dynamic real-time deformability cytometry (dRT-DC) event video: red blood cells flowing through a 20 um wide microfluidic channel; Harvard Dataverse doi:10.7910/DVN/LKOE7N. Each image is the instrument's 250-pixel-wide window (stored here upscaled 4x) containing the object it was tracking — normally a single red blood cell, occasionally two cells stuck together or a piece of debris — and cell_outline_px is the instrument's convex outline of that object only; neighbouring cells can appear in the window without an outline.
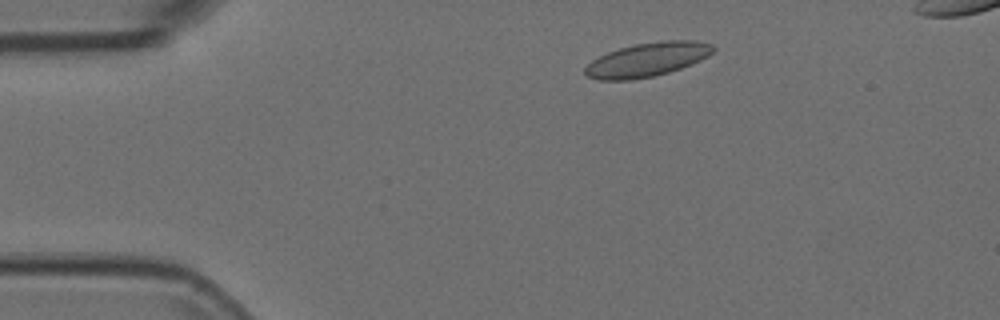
{"species": "Egyptian fruit bat (a non-hibernating species)", "species_latin": "Rousettus aegyptiacus", "temperature_condition": "room temperature", "stored_images_in_passage": 49, "camera_frame_rate_fps": 3000, "um_per_image_px": 0.085, "animal": {"sex": "female"}, "frame": {"image": 1, "passage_image": 6, "time_ms": 1.667, "image_size_px": [1000, 320], "cell_outline_px": [[716, 48], [708, 56], [692, 64], [668, 72], [652, 76], [632, 80], [600, 80], [588, 76], [584, 72], [584, 68], [592, 60], [608, 52], [620, 48], [636, 44], [660, 40], [696, 40], [712, 44]], "centroid_in_image_um": [55.04, 5.06], "position_along_channel_um": 30.0, "area_um2": 25.26}}
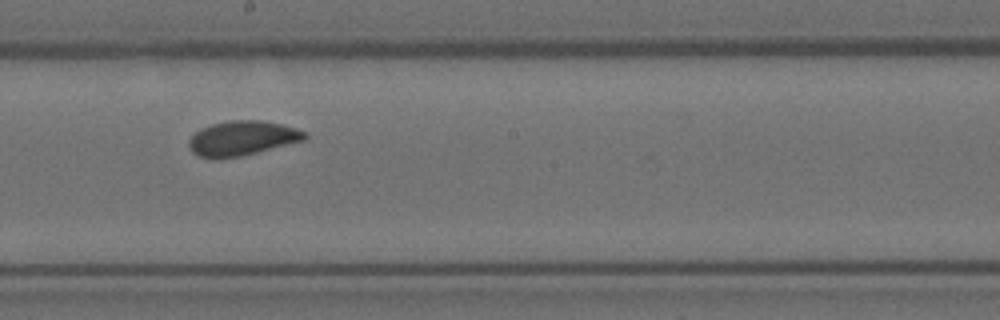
{"frame": {"image": 2, "passage_image": 26, "time_ms": 8.333, "image_size_px": [1000, 320], "cell_outline_px": [[308, 136], [304, 140], [240, 156], [200, 156], [192, 152], [188, 148], [188, 140], [200, 128], [212, 124], [232, 120], [260, 120], [284, 124], [308, 132]], "centroid_in_image_um": [20.62, 11.71], "position_along_channel_um": 227.6, "area_um2": 22.95}}
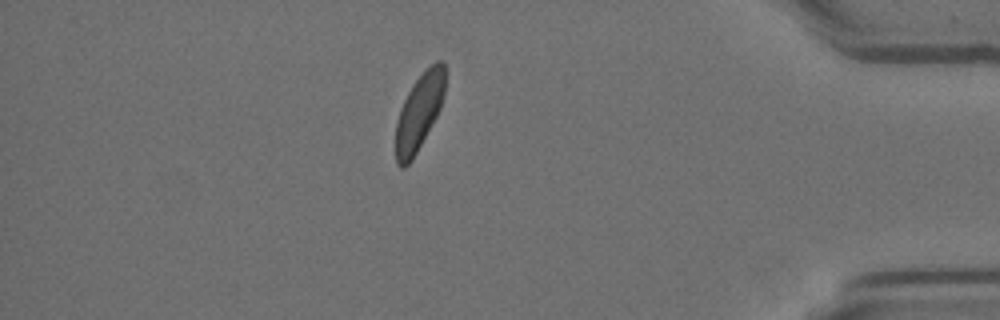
{"frame": {"image": 3, "passage_image": 43, "time_ms": 14.0, "image_size_px": [1000, 320], "cell_outline_px": [[444, 96], [440, 108], [436, 116], [412, 160], [404, 168], [400, 168], [396, 164], [396, 120], [400, 108], [412, 84], [436, 60], [440, 60], [444, 64]], "centroid_in_image_um": [35.6, 9.55], "position_along_channel_um": 399.6, "area_um2": 21.62}}